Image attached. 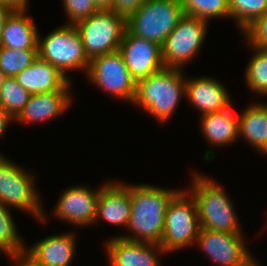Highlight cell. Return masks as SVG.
I'll return each mask as SVG.
<instances>
[{
  "mask_svg": "<svg viewBox=\"0 0 267 266\" xmlns=\"http://www.w3.org/2000/svg\"><path fill=\"white\" fill-rule=\"evenodd\" d=\"M14 262L12 266H44L34 256H32L26 249L5 255Z\"/></svg>",
  "mask_w": 267,
  "mask_h": 266,
  "instance_id": "32",
  "label": "cell"
},
{
  "mask_svg": "<svg viewBox=\"0 0 267 266\" xmlns=\"http://www.w3.org/2000/svg\"><path fill=\"white\" fill-rule=\"evenodd\" d=\"M71 82L69 81L59 91L31 95L23 111L14 122L21 125H30L32 123L36 125L62 116L73 104L72 99L74 97L70 91Z\"/></svg>",
  "mask_w": 267,
  "mask_h": 266,
  "instance_id": "16",
  "label": "cell"
},
{
  "mask_svg": "<svg viewBox=\"0 0 267 266\" xmlns=\"http://www.w3.org/2000/svg\"><path fill=\"white\" fill-rule=\"evenodd\" d=\"M184 14L208 23L212 19L230 18L228 0H180Z\"/></svg>",
  "mask_w": 267,
  "mask_h": 266,
  "instance_id": "25",
  "label": "cell"
},
{
  "mask_svg": "<svg viewBox=\"0 0 267 266\" xmlns=\"http://www.w3.org/2000/svg\"><path fill=\"white\" fill-rule=\"evenodd\" d=\"M30 0H0V3L8 6L13 11H29Z\"/></svg>",
  "mask_w": 267,
  "mask_h": 266,
  "instance_id": "33",
  "label": "cell"
},
{
  "mask_svg": "<svg viewBox=\"0 0 267 266\" xmlns=\"http://www.w3.org/2000/svg\"><path fill=\"white\" fill-rule=\"evenodd\" d=\"M245 238V233L201 228L195 244L216 266H262L248 249Z\"/></svg>",
  "mask_w": 267,
  "mask_h": 266,
  "instance_id": "11",
  "label": "cell"
},
{
  "mask_svg": "<svg viewBox=\"0 0 267 266\" xmlns=\"http://www.w3.org/2000/svg\"><path fill=\"white\" fill-rule=\"evenodd\" d=\"M131 215L130 189L121 181H106L100 190L94 225L103 220L114 226H128Z\"/></svg>",
  "mask_w": 267,
  "mask_h": 266,
  "instance_id": "17",
  "label": "cell"
},
{
  "mask_svg": "<svg viewBox=\"0 0 267 266\" xmlns=\"http://www.w3.org/2000/svg\"><path fill=\"white\" fill-rule=\"evenodd\" d=\"M228 109L200 116V130L208 145L224 147L239 139L238 115ZM214 145V146H213Z\"/></svg>",
  "mask_w": 267,
  "mask_h": 266,
  "instance_id": "20",
  "label": "cell"
},
{
  "mask_svg": "<svg viewBox=\"0 0 267 266\" xmlns=\"http://www.w3.org/2000/svg\"><path fill=\"white\" fill-rule=\"evenodd\" d=\"M118 51L136 82L165 67L161 46L153 41L136 37L127 29Z\"/></svg>",
  "mask_w": 267,
  "mask_h": 266,
  "instance_id": "13",
  "label": "cell"
},
{
  "mask_svg": "<svg viewBox=\"0 0 267 266\" xmlns=\"http://www.w3.org/2000/svg\"><path fill=\"white\" fill-rule=\"evenodd\" d=\"M67 19L64 24L76 25L99 11L93 0H61Z\"/></svg>",
  "mask_w": 267,
  "mask_h": 266,
  "instance_id": "29",
  "label": "cell"
},
{
  "mask_svg": "<svg viewBox=\"0 0 267 266\" xmlns=\"http://www.w3.org/2000/svg\"><path fill=\"white\" fill-rule=\"evenodd\" d=\"M102 184L96 188L85 185L70 186L61 191V196L52 210V216L74 227L94 226L97 201ZM63 192V193H62Z\"/></svg>",
  "mask_w": 267,
  "mask_h": 266,
  "instance_id": "12",
  "label": "cell"
},
{
  "mask_svg": "<svg viewBox=\"0 0 267 266\" xmlns=\"http://www.w3.org/2000/svg\"><path fill=\"white\" fill-rule=\"evenodd\" d=\"M266 217H267V212H266ZM266 221H267V218H266ZM266 227H267V222L265 223V227H263L262 229H264Z\"/></svg>",
  "mask_w": 267,
  "mask_h": 266,
  "instance_id": "38",
  "label": "cell"
},
{
  "mask_svg": "<svg viewBox=\"0 0 267 266\" xmlns=\"http://www.w3.org/2000/svg\"><path fill=\"white\" fill-rule=\"evenodd\" d=\"M76 234H52L39 239L26 250L44 266H70L76 254Z\"/></svg>",
  "mask_w": 267,
  "mask_h": 266,
  "instance_id": "18",
  "label": "cell"
},
{
  "mask_svg": "<svg viewBox=\"0 0 267 266\" xmlns=\"http://www.w3.org/2000/svg\"><path fill=\"white\" fill-rule=\"evenodd\" d=\"M104 246L109 266H160L159 255L167 256L159 244L127 240L120 236L107 239Z\"/></svg>",
  "mask_w": 267,
  "mask_h": 266,
  "instance_id": "14",
  "label": "cell"
},
{
  "mask_svg": "<svg viewBox=\"0 0 267 266\" xmlns=\"http://www.w3.org/2000/svg\"><path fill=\"white\" fill-rule=\"evenodd\" d=\"M185 97L200 115L222 111L233 106L225 85L211 76L185 78Z\"/></svg>",
  "mask_w": 267,
  "mask_h": 266,
  "instance_id": "15",
  "label": "cell"
},
{
  "mask_svg": "<svg viewBox=\"0 0 267 266\" xmlns=\"http://www.w3.org/2000/svg\"><path fill=\"white\" fill-rule=\"evenodd\" d=\"M7 78V76L4 74V72L0 69V89L2 88L5 79Z\"/></svg>",
  "mask_w": 267,
  "mask_h": 266,
  "instance_id": "37",
  "label": "cell"
},
{
  "mask_svg": "<svg viewBox=\"0 0 267 266\" xmlns=\"http://www.w3.org/2000/svg\"><path fill=\"white\" fill-rule=\"evenodd\" d=\"M241 33L248 47L267 49V12L254 19Z\"/></svg>",
  "mask_w": 267,
  "mask_h": 266,
  "instance_id": "30",
  "label": "cell"
},
{
  "mask_svg": "<svg viewBox=\"0 0 267 266\" xmlns=\"http://www.w3.org/2000/svg\"><path fill=\"white\" fill-rule=\"evenodd\" d=\"M123 183L130 189L131 215L126 228L129 233L118 236L160 245L167 205L180 189Z\"/></svg>",
  "mask_w": 267,
  "mask_h": 266,
  "instance_id": "1",
  "label": "cell"
},
{
  "mask_svg": "<svg viewBox=\"0 0 267 266\" xmlns=\"http://www.w3.org/2000/svg\"><path fill=\"white\" fill-rule=\"evenodd\" d=\"M31 94L14 77H7L0 89V105L15 120L28 103Z\"/></svg>",
  "mask_w": 267,
  "mask_h": 266,
  "instance_id": "26",
  "label": "cell"
},
{
  "mask_svg": "<svg viewBox=\"0 0 267 266\" xmlns=\"http://www.w3.org/2000/svg\"><path fill=\"white\" fill-rule=\"evenodd\" d=\"M93 2L99 11L112 10L113 0H93Z\"/></svg>",
  "mask_w": 267,
  "mask_h": 266,
  "instance_id": "36",
  "label": "cell"
},
{
  "mask_svg": "<svg viewBox=\"0 0 267 266\" xmlns=\"http://www.w3.org/2000/svg\"><path fill=\"white\" fill-rule=\"evenodd\" d=\"M38 33L28 10L13 11L5 21L0 46L9 49H38Z\"/></svg>",
  "mask_w": 267,
  "mask_h": 266,
  "instance_id": "22",
  "label": "cell"
},
{
  "mask_svg": "<svg viewBox=\"0 0 267 266\" xmlns=\"http://www.w3.org/2000/svg\"><path fill=\"white\" fill-rule=\"evenodd\" d=\"M201 230L195 198L181 189L171 198L165 212V223L160 246L172 254L195 245Z\"/></svg>",
  "mask_w": 267,
  "mask_h": 266,
  "instance_id": "5",
  "label": "cell"
},
{
  "mask_svg": "<svg viewBox=\"0 0 267 266\" xmlns=\"http://www.w3.org/2000/svg\"><path fill=\"white\" fill-rule=\"evenodd\" d=\"M252 49V50H251ZM253 52L244 73L245 85L248 90L265 97L267 96V49L250 47Z\"/></svg>",
  "mask_w": 267,
  "mask_h": 266,
  "instance_id": "23",
  "label": "cell"
},
{
  "mask_svg": "<svg viewBox=\"0 0 267 266\" xmlns=\"http://www.w3.org/2000/svg\"><path fill=\"white\" fill-rule=\"evenodd\" d=\"M21 166L0 153V201L9 209L27 212L36 221L47 223V213L36 187L35 174Z\"/></svg>",
  "mask_w": 267,
  "mask_h": 266,
  "instance_id": "4",
  "label": "cell"
},
{
  "mask_svg": "<svg viewBox=\"0 0 267 266\" xmlns=\"http://www.w3.org/2000/svg\"><path fill=\"white\" fill-rule=\"evenodd\" d=\"M38 58V49H9L0 46V69L7 77H15Z\"/></svg>",
  "mask_w": 267,
  "mask_h": 266,
  "instance_id": "27",
  "label": "cell"
},
{
  "mask_svg": "<svg viewBox=\"0 0 267 266\" xmlns=\"http://www.w3.org/2000/svg\"><path fill=\"white\" fill-rule=\"evenodd\" d=\"M12 12L13 10L11 8L0 3V41L2 38V32H3L5 21Z\"/></svg>",
  "mask_w": 267,
  "mask_h": 266,
  "instance_id": "35",
  "label": "cell"
},
{
  "mask_svg": "<svg viewBox=\"0 0 267 266\" xmlns=\"http://www.w3.org/2000/svg\"><path fill=\"white\" fill-rule=\"evenodd\" d=\"M184 15L180 0H146L126 20V27L132 35L162 46Z\"/></svg>",
  "mask_w": 267,
  "mask_h": 266,
  "instance_id": "7",
  "label": "cell"
},
{
  "mask_svg": "<svg viewBox=\"0 0 267 266\" xmlns=\"http://www.w3.org/2000/svg\"><path fill=\"white\" fill-rule=\"evenodd\" d=\"M75 27L90 60L117 51L127 29L126 19L111 10L97 11Z\"/></svg>",
  "mask_w": 267,
  "mask_h": 266,
  "instance_id": "8",
  "label": "cell"
},
{
  "mask_svg": "<svg viewBox=\"0 0 267 266\" xmlns=\"http://www.w3.org/2000/svg\"><path fill=\"white\" fill-rule=\"evenodd\" d=\"M230 19L240 32L254 19L267 12V0H228ZM237 25V26H236Z\"/></svg>",
  "mask_w": 267,
  "mask_h": 266,
  "instance_id": "28",
  "label": "cell"
},
{
  "mask_svg": "<svg viewBox=\"0 0 267 266\" xmlns=\"http://www.w3.org/2000/svg\"><path fill=\"white\" fill-rule=\"evenodd\" d=\"M184 69L166 68L137 81L132 105L145 110L161 124L174 116L182 97L185 98Z\"/></svg>",
  "mask_w": 267,
  "mask_h": 266,
  "instance_id": "2",
  "label": "cell"
},
{
  "mask_svg": "<svg viewBox=\"0 0 267 266\" xmlns=\"http://www.w3.org/2000/svg\"><path fill=\"white\" fill-rule=\"evenodd\" d=\"M209 23L197 17L184 15L161 46L166 68H185L204 45Z\"/></svg>",
  "mask_w": 267,
  "mask_h": 266,
  "instance_id": "9",
  "label": "cell"
},
{
  "mask_svg": "<svg viewBox=\"0 0 267 266\" xmlns=\"http://www.w3.org/2000/svg\"><path fill=\"white\" fill-rule=\"evenodd\" d=\"M11 209L0 201V253L12 254L26 249L24 238L12 217Z\"/></svg>",
  "mask_w": 267,
  "mask_h": 266,
  "instance_id": "24",
  "label": "cell"
},
{
  "mask_svg": "<svg viewBox=\"0 0 267 266\" xmlns=\"http://www.w3.org/2000/svg\"><path fill=\"white\" fill-rule=\"evenodd\" d=\"M86 76L93 86L120 101L132 104L137 82L118 50L92 58Z\"/></svg>",
  "mask_w": 267,
  "mask_h": 266,
  "instance_id": "10",
  "label": "cell"
},
{
  "mask_svg": "<svg viewBox=\"0 0 267 266\" xmlns=\"http://www.w3.org/2000/svg\"><path fill=\"white\" fill-rule=\"evenodd\" d=\"M146 0H113L112 10L126 20L135 13Z\"/></svg>",
  "mask_w": 267,
  "mask_h": 266,
  "instance_id": "31",
  "label": "cell"
},
{
  "mask_svg": "<svg viewBox=\"0 0 267 266\" xmlns=\"http://www.w3.org/2000/svg\"><path fill=\"white\" fill-rule=\"evenodd\" d=\"M239 138L267 156V103L255 102L238 114ZM261 152V153H260Z\"/></svg>",
  "mask_w": 267,
  "mask_h": 266,
  "instance_id": "21",
  "label": "cell"
},
{
  "mask_svg": "<svg viewBox=\"0 0 267 266\" xmlns=\"http://www.w3.org/2000/svg\"><path fill=\"white\" fill-rule=\"evenodd\" d=\"M14 78L31 95L59 91L70 81L56 67L39 57Z\"/></svg>",
  "mask_w": 267,
  "mask_h": 266,
  "instance_id": "19",
  "label": "cell"
},
{
  "mask_svg": "<svg viewBox=\"0 0 267 266\" xmlns=\"http://www.w3.org/2000/svg\"><path fill=\"white\" fill-rule=\"evenodd\" d=\"M12 122H14V120L7 114L4 108L0 105V137L4 136L6 128Z\"/></svg>",
  "mask_w": 267,
  "mask_h": 266,
  "instance_id": "34",
  "label": "cell"
},
{
  "mask_svg": "<svg viewBox=\"0 0 267 266\" xmlns=\"http://www.w3.org/2000/svg\"><path fill=\"white\" fill-rule=\"evenodd\" d=\"M38 33V57L56 67L71 81L68 73L79 71L86 75L90 59L82 44L80 33L75 25L62 24L45 37Z\"/></svg>",
  "mask_w": 267,
  "mask_h": 266,
  "instance_id": "6",
  "label": "cell"
},
{
  "mask_svg": "<svg viewBox=\"0 0 267 266\" xmlns=\"http://www.w3.org/2000/svg\"><path fill=\"white\" fill-rule=\"evenodd\" d=\"M188 191L195 198L202 229L243 234L236 207L225 189L213 179L194 171Z\"/></svg>",
  "mask_w": 267,
  "mask_h": 266,
  "instance_id": "3",
  "label": "cell"
}]
</instances>
